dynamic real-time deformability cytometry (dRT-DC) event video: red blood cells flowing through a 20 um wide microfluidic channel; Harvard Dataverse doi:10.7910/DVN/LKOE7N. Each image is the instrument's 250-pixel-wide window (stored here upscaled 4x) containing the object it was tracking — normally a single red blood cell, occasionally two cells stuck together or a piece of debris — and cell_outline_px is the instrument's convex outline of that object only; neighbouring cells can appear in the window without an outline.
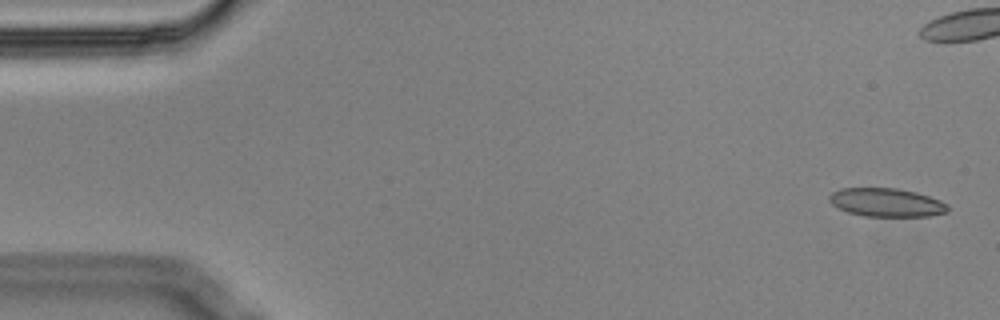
{"species": "Egyptian fruit bat (a non-hibernating species)", "species_latin": "Rousettus aegyptiacus", "temperature_condition": "cold", "stored_images_in_passage": 5, "segment_of_instrument_passage": [2, 2], "camera_frame_rate_fps": 3000, "um_per_image_px": 0.085, "animal": {"sex": "male"}, "frame": {"image": 1, "passage_image": 5, "time_ms": 1.333, "image_size_px": [1000, 320], "cell_outline_px": [[948, 212], [932, 216], [864, 216], [848, 212], [832, 204], [828, 200], [828, 196], [832, 192], [840, 188], [896, 188], [916, 192], [940, 200], [948, 204]], "centroid_in_image_um": [75.35, 17.21], "position_along_channel_um": 9.6, "area_um2": 19.71}}